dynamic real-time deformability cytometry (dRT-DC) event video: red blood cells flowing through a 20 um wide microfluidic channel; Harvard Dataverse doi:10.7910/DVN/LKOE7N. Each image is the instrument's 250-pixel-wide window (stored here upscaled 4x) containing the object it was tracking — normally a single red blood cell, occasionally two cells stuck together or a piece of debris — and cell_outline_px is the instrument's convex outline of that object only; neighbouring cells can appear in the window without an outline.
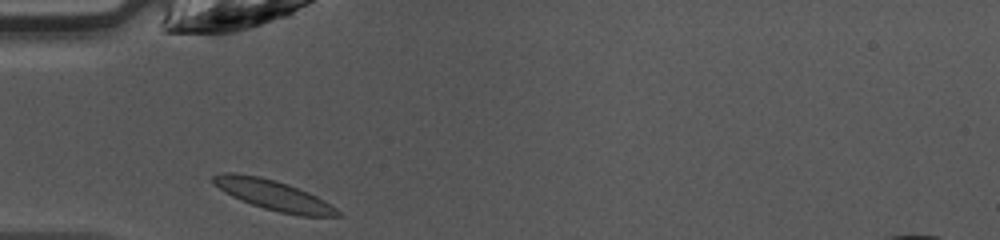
{"species": "common noctule bat (a hibernating species)", "species_latin": "Nyctalus noctula", "temperature_condition": "warm", "stored_images_in_passage": 26, "camera_frame_rate_fps": 3000, "um_per_image_px": 0.085, "animal": {"sex": "female", "body_mass_g": 10.0, "forearm_length_mm": 53.1}, "frame": {"image": 1, "passage_image": 1, "time_ms": 0.0, "image_size_px": [1000, 240], "cell_outline_px": [[344, 216], [300, 216], [280, 212], [264, 208], [240, 200], [224, 192], [212, 184], [212, 176], [220, 172], [236, 172], [260, 176], [288, 184], [308, 192], [324, 200], [336, 208]], "centroid_in_image_um": [23.2, 16.57], "position_along_channel_um": 61.8, "area_um2": 21.91}}
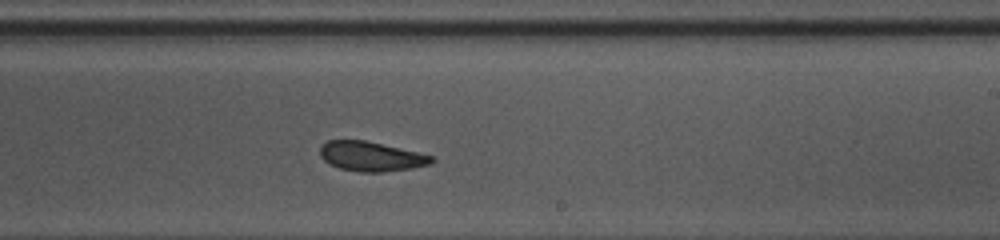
{"frame": {"image": 2, "passage_image": 15, "time_ms": 4.667, "image_size_px": [1000, 240], "cell_outline_px": [[436, 160], [432, 164], [412, 168], [384, 172], [360, 172], [340, 168], [324, 160], [320, 156], [320, 148], [328, 140], [364, 140], [416, 152], [432, 156]], "centroid_in_image_um": [31.56, 13.3], "position_along_channel_um": 257.4, "area_um2": 19.02}}
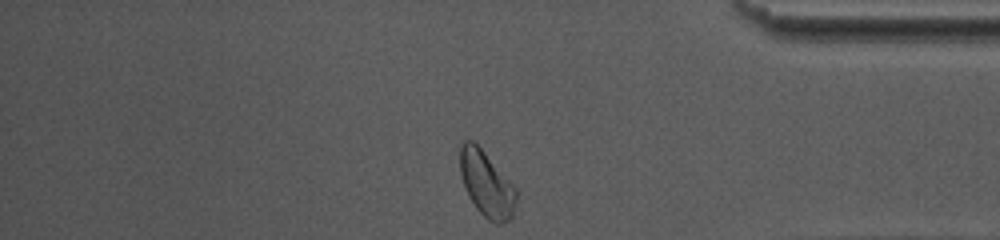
{"frame": {"image": 3, "passage_image": 26, "time_ms": 8.333, "image_size_px": [1000, 240], "cell_outline_px": [[516, 200], [512, 216], [508, 220], [500, 224], [496, 224], [488, 220], [476, 208], [468, 196], [460, 172], [460, 144], [464, 140], [472, 140], [480, 148], [516, 188]], "centroid_in_image_um": [41.34, 15.66], "position_along_channel_um": 393.9, "area_um2": 21.1}, "authors_computed_cell_mechanics": {"area_um2": 19.6809, "velocity_mm_per_s": 4.2397, "shape_relaxation_time_tau1_ms": 6.2603, "shape_relaxation_time_tau2_ms": 1.9736, "deformation_change_tau1": 0.1215, "deformation_change_tau2": 0.0651}}